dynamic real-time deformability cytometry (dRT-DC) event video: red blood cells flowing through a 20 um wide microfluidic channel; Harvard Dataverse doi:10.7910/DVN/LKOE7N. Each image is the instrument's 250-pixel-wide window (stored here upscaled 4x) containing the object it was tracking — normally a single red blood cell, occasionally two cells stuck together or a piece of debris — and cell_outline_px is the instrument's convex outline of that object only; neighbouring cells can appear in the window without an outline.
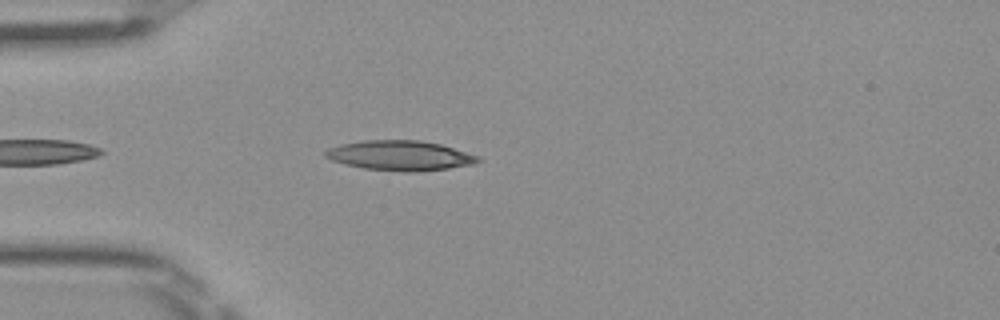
{"species": "Egyptian fruit bat (a non-hibernating species)", "species_latin": "Rousettus aegyptiacus", "temperature_condition": "room temperature", "stored_images_in_passage": 38, "camera_frame_rate_fps": 3000, "um_per_image_px": 0.085, "frame": {"image": 1, "passage_image": 4, "time_ms": 1.0, "image_size_px": [1000, 320], "cell_outline_px": [[480, 160], [472, 164], [448, 168], [416, 172], [404, 172], [364, 168], [344, 164], [332, 160], [324, 156], [324, 152], [328, 148], [340, 144], [364, 140], [420, 140], [440, 144], [480, 156]], "centroid_in_image_um": [33.98, 13.22], "position_along_channel_um": 51.0, "area_um2": 26.53}}
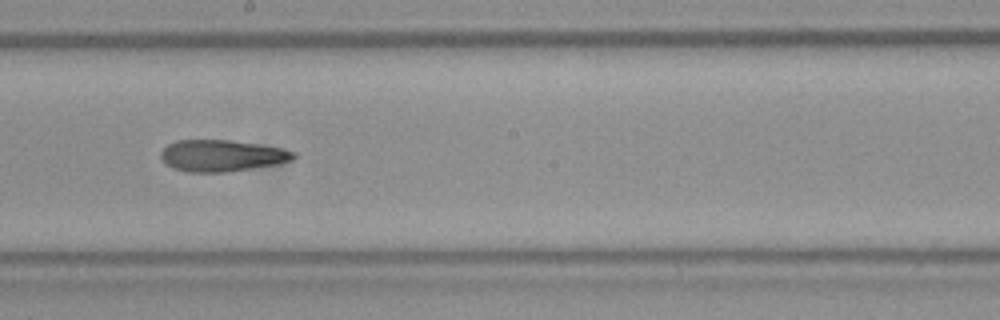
{"frame": {"image": 2, "passage_image": 18, "time_ms": 5.667, "image_size_px": [1000, 320], "cell_outline_px": [[296, 156], [292, 160], [276, 164], [224, 172], [188, 172], [172, 168], [164, 164], [160, 156], [160, 152], [168, 144], [176, 140], [228, 140], [256, 144], [280, 148], [296, 152]], "centroid_in_image_um": [18.8, 13.23], "position_along_channel_um": 229.4, "area_um2": 24.28}}
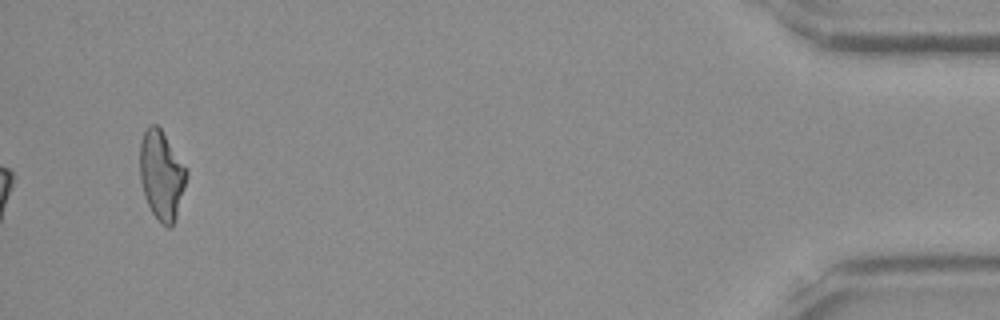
{"frame": {"image": 3, "passage_image": 38, "time_ms": 12.333, "image_size_px": [1000, 320], "cell_outline_px": [[188, 176], [176, 216], [172, 224], [168, 228], [160, 224], [152, 212], [144, 196], [140, 180], [140, 144], [144, 132], [148, 124], [156, 124], [160, 128], [188, 168]], "centroid_in_image_um": [13.74, 14.87], "position_along_channel_um": 421.5, "area_um2": 24.33}, "authors_computed_cell_mechanics": {"area_um2": 24.3049, "velocity_mm_per_s": 4.0499, "shape_relaxation_time_tau1_ms": null, "shape_relaxation_time_tau2_ms": 8.324, "deformation_change_tau1": null, "deformation_change_tau2": 0.227}}